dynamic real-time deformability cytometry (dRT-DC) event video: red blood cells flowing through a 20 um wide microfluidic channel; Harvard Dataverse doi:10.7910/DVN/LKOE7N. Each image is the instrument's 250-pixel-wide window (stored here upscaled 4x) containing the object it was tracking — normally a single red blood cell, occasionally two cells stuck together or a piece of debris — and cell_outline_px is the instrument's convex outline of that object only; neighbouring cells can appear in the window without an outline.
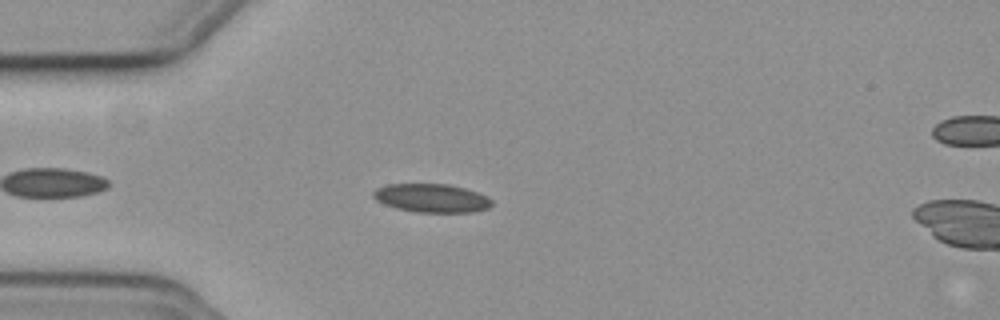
{"species": "common noctule bat (a hibernating species)", "species_latin": "Nyctalus noctula", "temperature_condition": "cold", "stored_images_in_passage": 25, "camera_frame_rate_fps": 3000, "um_per_image_px": 0.085, "animal": {"sex": "female", "body_mass_g": 19.3, "forearm_length_mm": 54.1}, "frame": {"image": 1, "passage_image": 7, "time_ms": 2.0, "image_size_px": [1000, 320], "cell_outline_px": [[492, 204], [488, 208], [472, 212], [416, 212], [396, 208], [384, 204], [376, 200], [372, 196], [372, 192], [376, 188], [388, 184], [448, 184], [464, 188], [476, 192], [492, 200]], "centroid_in_image_um": [36.64, 16.84], "position_along_channel_um": 48.4, "area_um2": 19.59}}
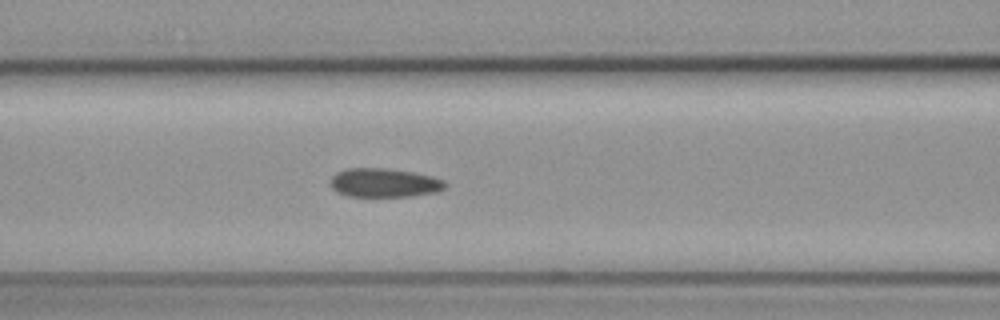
{"frame": {"image": 2, "passage_image": 15, "time_ms": 4.667, "image_size_px": [1000, 320], "cell_outline_px": [[448, 184], [444, 188], [436, 192], [412, 196], [348, 196], [332, 188], [328, 184], [328, 180], [336, 172], [348, 168], [388, 168], [412, 172], [432, 176], [444, 180]], "centroid_in_image_um": [32.64, 15.52], "position_along_channel_um": 134.0, "area_um2": 19.42}}
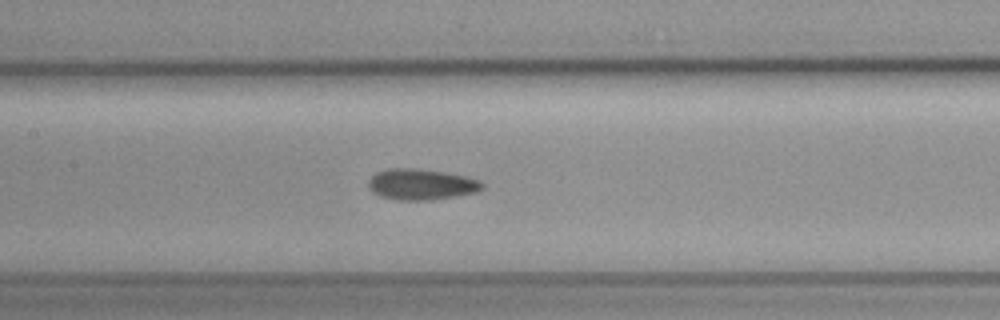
{"frame": {"image": 3, "passage_image": 18, "time_ms": 5.667, "image_size_px": [1000, 320], "cell_outline_px": [[484, 188], [476, 192], [456, 196], [428, 200], [396, 200], [380, 196], [372, 192], [368, 188], [368, 180], [376, 172], [388, 168], [416, 168], [444, 172], [464, 176], [480, 180], [484, 184]], "centroid_in_image_um": [35.78, 15.67], "position_along_channel_um": 171.6, "area_um2": 20.63}}